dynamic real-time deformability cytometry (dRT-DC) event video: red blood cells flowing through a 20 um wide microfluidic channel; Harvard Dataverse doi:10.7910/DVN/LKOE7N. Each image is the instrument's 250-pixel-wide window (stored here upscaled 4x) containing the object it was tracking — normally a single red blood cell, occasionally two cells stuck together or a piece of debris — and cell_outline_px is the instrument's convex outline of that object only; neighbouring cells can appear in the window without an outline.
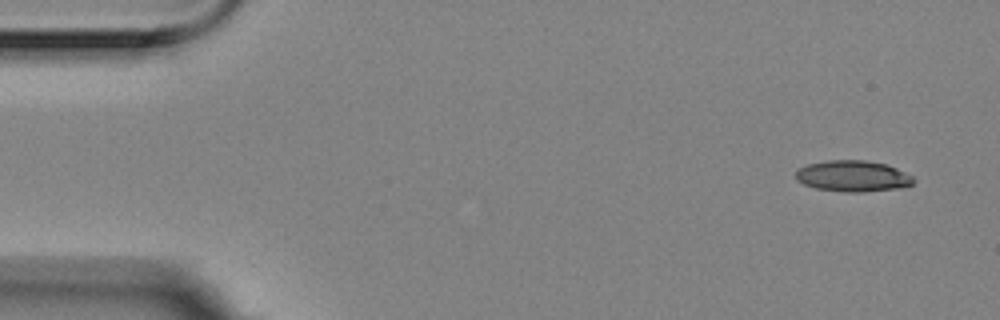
{"species": "Egyptian fruit bat (a non-hibernating species)", "species_latin": "Rousettus aegyptiacus", "temperature_condition": "room temperature", "stored_images_in_passage": 9, "camera_frame_rate_fps": 3000, "um_per_image_px": 0.085, "animal": {"sex": "female"}, "frame": {"image": 1, "passage_image": 1, "time_ms": 0.0, "image_size_px": [1000, 320], "cell_outline_px": [[916, 180], [912, 184], [900, 188], [864, 192], [844, 192], [816, 188], [804, 184], [796, 180], [796, 168], [808, 164], [828, 160], [864, 160], [888, 164], [912, 176]], "centroid_in_image_um": [72.49, 14.96], "position_along_channel_um": 12.5, "area_um2": 21.5}}
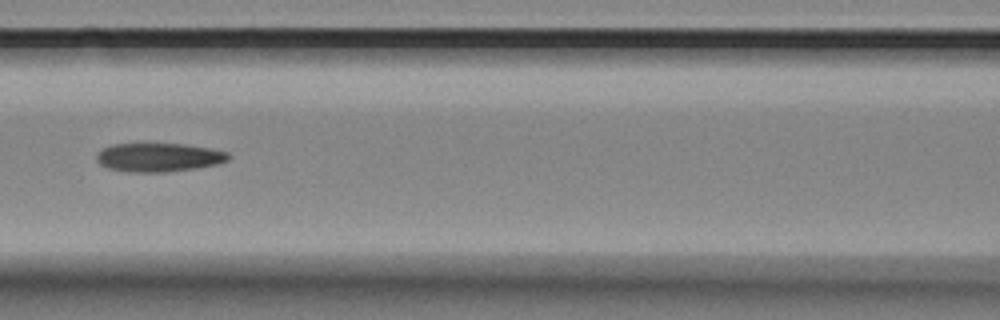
{"frame": {"image": 2, "passage_image": 7, "time_ms": 2.0, "image_size_px": [1000, 320], "cell_outline_px": [[232, 156], [228, 160], [220, 164], [196, 168], [164, 172], [128, 172], [108, 168], [100, 164], [96, 160], [96, 152], [100, 148], [112, 144], [184, 144], [208, 148], [228, 152]], "centroid_in_image_um": [13.47, 13.37], "position_along_channel_um": 153.1, "area_um2": 22.25}}
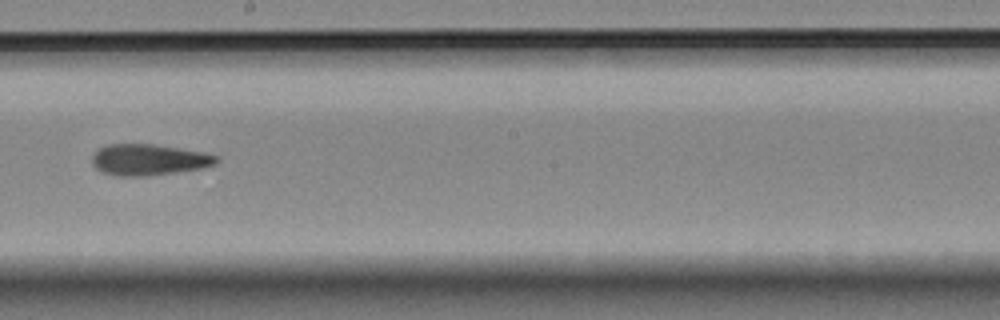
{"frame": {"image": 3, "passage_image": 9, "time_ms": 2.667, "image_size_px": [1000, 320], "cell_outline_px": [[220, 160], [216, 164], [204, 168], [148, 176], [116, 176], [104, 172], [96, 168], [92, 164], [92, 156], [100, 148], [108, 144], [152, 144], [204, 152], [216, 156]], "centroid_in_image_um": [12.66, 13.58], "position_along_channel_um": 235.5, "area_um2": 22.54}}